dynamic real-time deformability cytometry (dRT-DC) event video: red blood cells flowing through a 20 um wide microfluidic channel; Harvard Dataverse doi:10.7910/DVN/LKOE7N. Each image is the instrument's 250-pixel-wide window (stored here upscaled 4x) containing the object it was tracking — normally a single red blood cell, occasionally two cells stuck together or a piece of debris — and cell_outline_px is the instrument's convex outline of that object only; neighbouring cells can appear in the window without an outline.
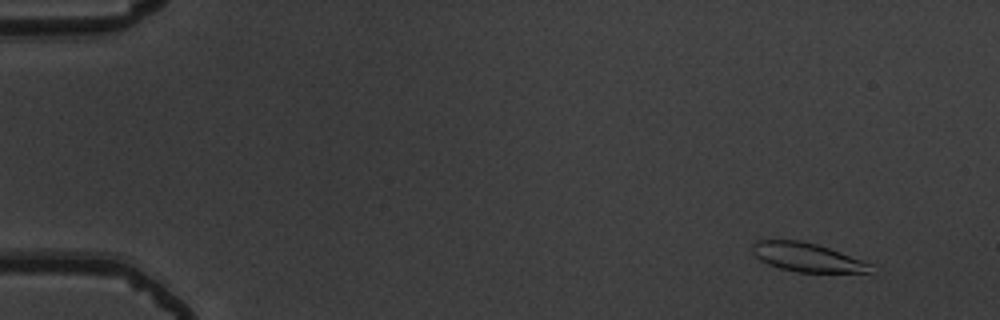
{"species": "common noctule bat (a hibernating species)", "species_latin": "Nyctalus noctula", "temperature_condition": "warm", "stored_images_in_passage": 56, "camera_frame_rate_fps": 3000, "um_per_image_px": 0.085, "animal": {"sex": "male", "body_mass_g": 19.5, "forearm_length_mm": 54.6}, "frame": {"image": 1, "passage_image": 6, "time_ms": 1.667, "image_size_px": [1000, 320], "cell_outline_px": [[872, 264], [868, 272], [796, 272], [780, 268], [768, 264], [760, 260], [752, 252], [752, 244], [756, 240], [800, 240], [816, 244], [840, 252]], "centroid_in_image_um": [68.53, 21.86], "position_along_channel_um": 16.5, "area_um2": 19.54}}
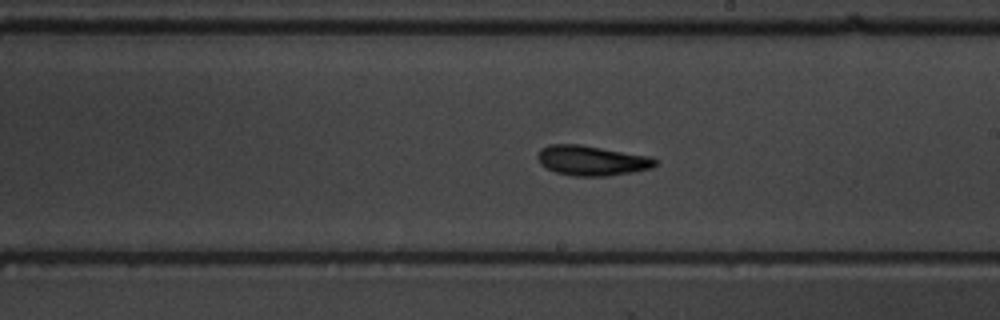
{"frame": {"image": 2, "passage_image": 34, "time_ms": 11.0, "image_size_px": [1000, 320], "cell_outline_px": [[656, 164], [652, 168], [632, 172], [608, 176], [572, 176], [556, 172], [540, 164], [536, 156], [540, 148], [548, 144], [580, 144], [652, 156], [656, 160]], "centroid_in_image_um": [50.29, 13.63], "position_along_channel_um": 238.7, "area_um2": 20.75}}
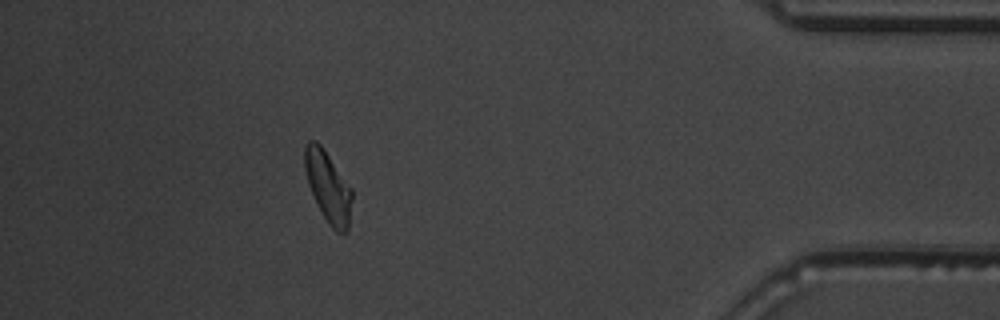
{"frame": {"image": 3, "passage_image": 51, "time_ms": 16.667, "image_size_px": [1000, 320], "cell_outline_px": [[352, 200], [348, 228], [344, 232], [336, 232], [328, 224], [308, 184], [304, 168], [304, 144], [308, 140], [316, 140], [320, 144], [352, 188]], "centroid_in_image_um": [27.88, 15.83], "position_along_channel_um": 407.3, "area_um2": 19.31}, "authors_computed_cell_mechanics": {"area_um2": 19.9699, "velocity_mm_per_s": 3.7446, "shape_relaxation_time_tau1_ms": 4.5538, "shape_relaxation_time_tau2_ms": 4.1073, "deformation_change_tau1": 0.1552, "deformation_change_tau2": 0.1169}}